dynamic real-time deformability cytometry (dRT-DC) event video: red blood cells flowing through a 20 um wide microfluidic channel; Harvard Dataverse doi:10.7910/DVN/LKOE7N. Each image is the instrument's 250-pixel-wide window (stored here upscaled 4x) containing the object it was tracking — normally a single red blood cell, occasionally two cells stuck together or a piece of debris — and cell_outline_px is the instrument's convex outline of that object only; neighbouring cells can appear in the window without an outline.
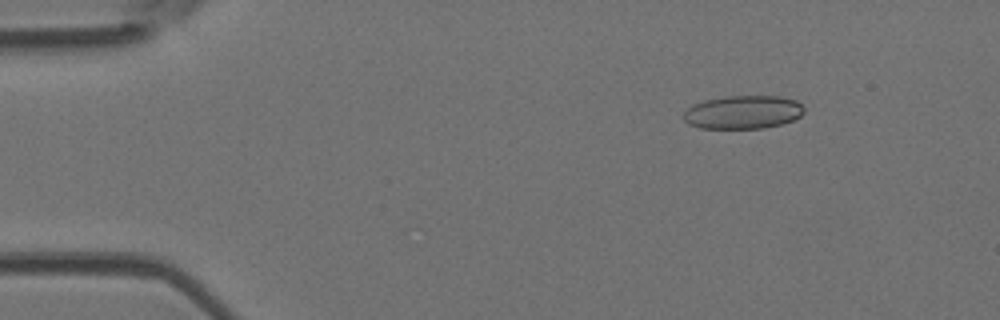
{"species": "Egyptian fruit bat (a non-hibernating species)", "species_latin": "Rousettus aegyptiacus", "temperature_condition": "room temperature", "stored_images_in_passage": 5, "camera_frame_rate_fps": 3000, "um_per_image_px": 0.085, "animal": {"sex": "female"}, "frame": {"image": 1, "passage_image": 2, "time_ms": 0.333, "image_size_px": [1000, 320], "cell_outline_px": [[804, 112], [800, 116], [792, 120], [780, 124], [764, 128], [700, 128], [688, 124], [684, 120], [684, 112], [692, 104], [704, 100], [724, 96], [780, 96], [796, 100], [804, 108]], "centroid_in_image_um": [63.14, 9.53], "position_along_channel_um": 21.9, "area_um2": 23.47}}